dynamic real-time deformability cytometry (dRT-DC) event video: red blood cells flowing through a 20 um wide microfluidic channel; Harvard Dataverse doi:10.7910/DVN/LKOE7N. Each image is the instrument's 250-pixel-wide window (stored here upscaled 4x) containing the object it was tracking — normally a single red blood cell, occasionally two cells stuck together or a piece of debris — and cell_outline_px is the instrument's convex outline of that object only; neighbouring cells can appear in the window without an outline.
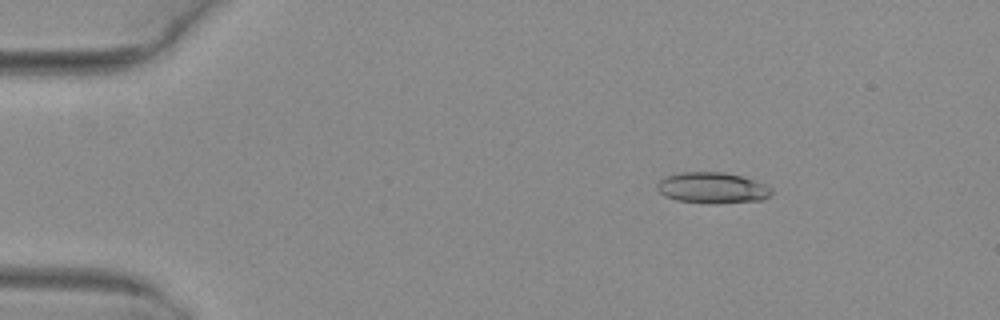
{"species": "common noctule bat (a hibernating species)", "species_latin": "Nyctalus noctula", "temperature_condition": "warm", "stored_images_in_passage": 4, "camera_frame_rate_fps": 3000, "um_per_image_px": 0.085, "animal": {"sex": "female", "body_mass_g": 29.2, "forearm_length_mm": 56.3}, "frame": {"image": 1, "passage_image": 2, "time_ms": 0.333, "image_size_px": [1000, 320], "cell_outline_px": [[772, 192], [764, 200], [708, 204], [676, 200], [664, 196], [656, 188], [656, 184], [664, 176], [680, 172], [724, 172], [744, 176], [756, 180], [772, 188]], "centroid_in_image_um": [60.54, 15.96], "position_along_channel_um": 24.5, "area_um2": 20.98}}